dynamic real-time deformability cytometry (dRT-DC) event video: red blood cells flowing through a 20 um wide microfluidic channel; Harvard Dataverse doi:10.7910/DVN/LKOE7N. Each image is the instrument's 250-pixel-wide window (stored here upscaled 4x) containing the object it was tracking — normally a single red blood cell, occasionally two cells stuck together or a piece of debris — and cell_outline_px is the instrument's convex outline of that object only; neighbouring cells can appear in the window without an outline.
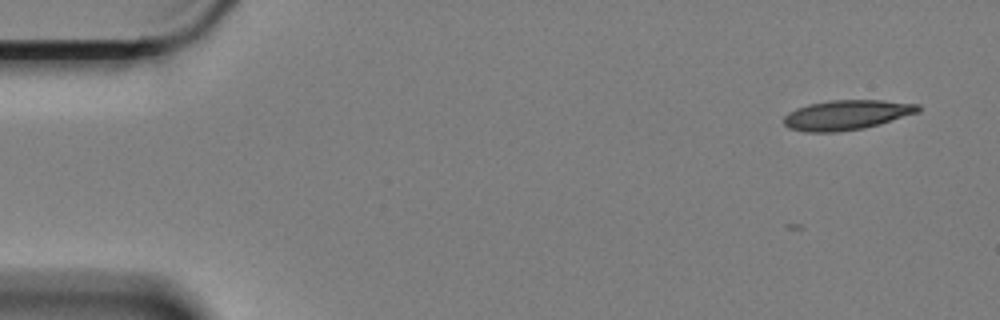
{"species": "Egyptian fruit bat (a non-hibernating species)", "species_latin": "Rousettus aegyptiacus", "temperature_condition": "cold", "stored_images_in_passage": 3, "camera_frame_rate_fps": 3000, "um_per_image_px": 0.085, "animal": {"sex": "female"}, "frame": {"image": 1, "passage_image": 1, "time_ms": 0.0, "image_size_px": [1000, 320], "cell_outline_px": [[920, 112], [880, 124], [864, 128], [836, 132], [808, 132], [788, 128], [784, 124], [784, 116], [788, 112], [796, 108], [808, 104], [828, 100], [884, 100], [920, 104]], "centroid_in_image_um": [71.97, 9.76], "position_along_channel_um": 13.0, "area_um2": 23.52}}